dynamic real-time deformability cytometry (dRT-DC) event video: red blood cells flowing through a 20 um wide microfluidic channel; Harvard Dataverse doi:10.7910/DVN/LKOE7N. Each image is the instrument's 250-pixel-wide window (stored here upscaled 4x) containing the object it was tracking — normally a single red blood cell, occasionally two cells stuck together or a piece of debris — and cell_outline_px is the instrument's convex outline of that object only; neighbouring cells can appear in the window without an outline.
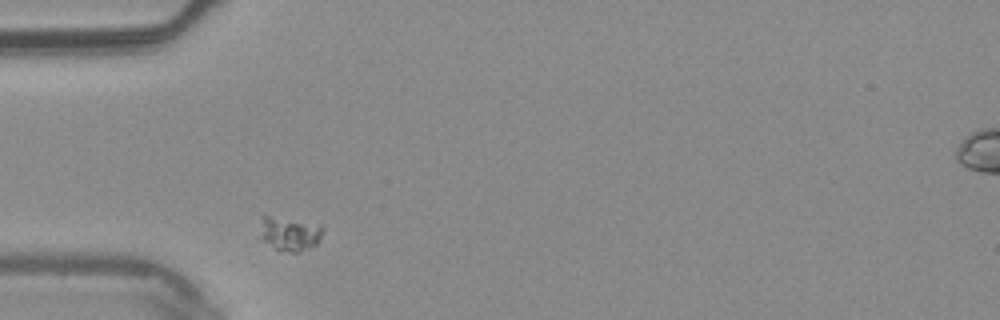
{"species": "common noctule bat (a hibernating species)", "species_latin": "Nyctalus noctula", "temperature_condition": "warm", "stored_images_in_passage": 2, "camera_frame_rate_fps": 3000, "um_per_image_px": 0.085, "animal": {"sex": "male", "body_mass_g": 20.4}, "frame": {"image": 1, "passage_image": 1, "time_ms": 0.0, "image_size_px": [1000, 320], "cell_outline_px": [[324, 228], [320, 240], [316, 244], [296, 252], [280, 252], [256, 240], [260, 216], [268, 216], [320, 224]], "centroid_in_image_um": [24.48, 19.88], "position_along_channel_um": 60.5, "area_um2": 13.12}}